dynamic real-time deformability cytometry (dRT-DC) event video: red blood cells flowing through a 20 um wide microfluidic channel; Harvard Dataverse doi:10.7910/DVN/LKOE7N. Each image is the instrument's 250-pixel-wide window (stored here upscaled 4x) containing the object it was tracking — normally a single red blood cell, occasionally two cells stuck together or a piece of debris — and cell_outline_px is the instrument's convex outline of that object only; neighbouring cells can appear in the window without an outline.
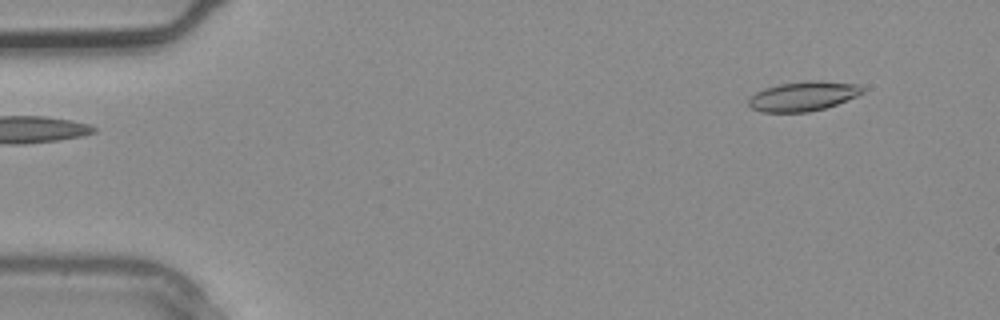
{"species": "common noctule bat (a hibernating species)", "species_latin": "Nyctalus noctula", "temperature_condition": "warm", "stored_images_in_passage": 3, "camera_frame_rate_fps": 3000, "um_per_image_px": 0.085, "animal": {"sex": "male", "body_mass_g": 20.4}, "frame": {"image": 1, "passage_image": 1, "time_ms": 0.0, "image_size_px": [1000, 320], "cell_outline_px": [[864, 92], [856, 96], [836, 104], [824, 108], [808, 112], [760, 112], [752, 108], [748, 104], [748, 100], [756, 92], [764, 88], [780, 84], [808, 80], [820, 80], [856, 84], [864, 88]], "centroid_in_image_um": [68.26, 8.17], "position_along_channel_um": 16.7, "area_um2": 19.54}}
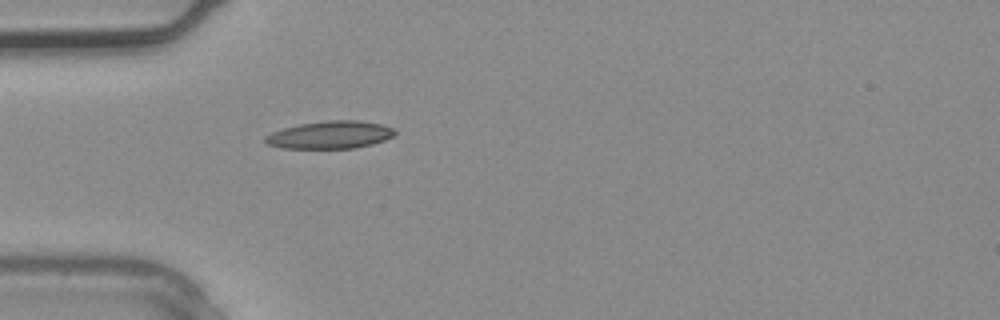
{"frame": {"image": 2, "passage_image": 3, "time_ms": 0.667, "image_size_px": [1000, 320], "cell_outline_px": [[396, 132], [392, 136], [384, 140], [372, 144], [356, 148], [280, 148], [268, 144], [264, 140], [264, 136], [272, 132], [284, 128], [300, 124], [328, 120], [356, 120], [380, 124], [392, 128]], "centroid_in_image_um": [28.03, 11.46], "position_along_channel_um": 57.0, "area_um2": 20.69}}